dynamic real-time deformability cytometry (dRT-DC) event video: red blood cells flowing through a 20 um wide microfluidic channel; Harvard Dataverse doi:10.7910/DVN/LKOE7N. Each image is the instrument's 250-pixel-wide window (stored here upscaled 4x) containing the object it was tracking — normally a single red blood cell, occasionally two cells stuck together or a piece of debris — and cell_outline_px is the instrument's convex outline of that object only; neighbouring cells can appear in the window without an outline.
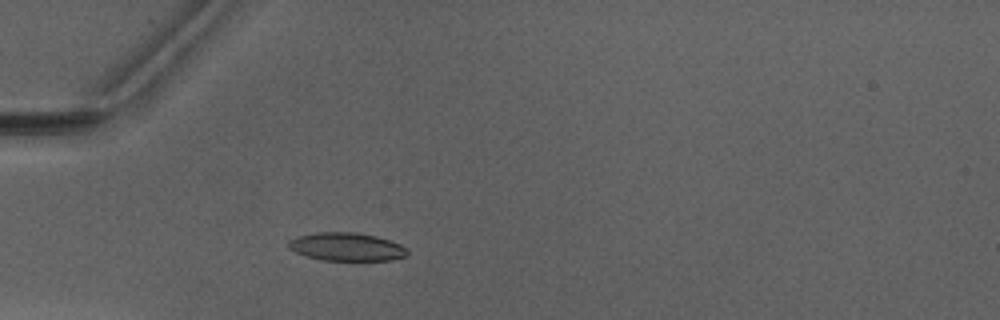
{"species": "Egyptian fruit bat (a non-hibernating species)", "species_latin": "Rousettus aegyptiacus", "temperature_condition": "warm", "stored_images_in_passage": 2, "camera_frame_rate_fps": 3000, "um_per_image_px": 0.085, "animal": {"sex": "male"}, "frame": {"image": 1, "passage_image": 2, "time_ms": 1.333, "image_size_px": [1000, 320], "cell_outline_px": [[408, 256], [392, 260], [320, 260], [296, 252], [288, 248], [288, 240], [300, 236], [320, 232], [352, 232], [376, 236], [400, 244], [408, 252]], "centroid_in_image_um": [29.46, 20.98], "position_along_channel_um": 55.5, "area_um2": 19.31}}